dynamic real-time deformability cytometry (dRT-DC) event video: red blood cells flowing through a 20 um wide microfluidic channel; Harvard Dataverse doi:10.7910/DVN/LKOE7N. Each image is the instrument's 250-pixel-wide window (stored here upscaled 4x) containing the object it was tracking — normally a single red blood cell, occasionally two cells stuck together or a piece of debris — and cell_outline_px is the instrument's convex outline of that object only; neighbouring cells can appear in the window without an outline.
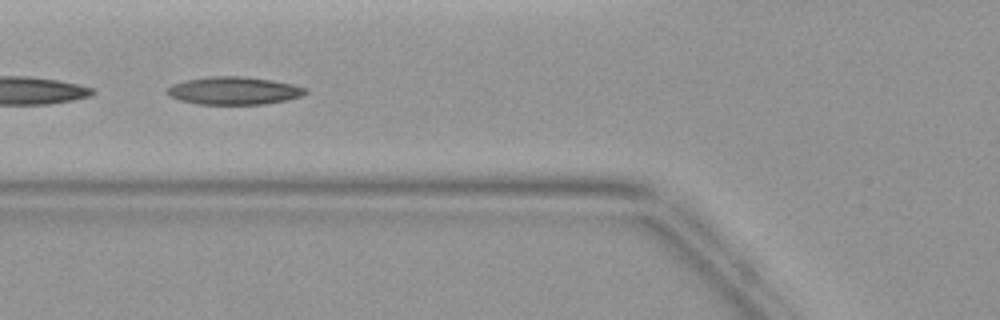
{"species": "common noctule bat (a hibernating species)", "species_latin": "Nyctalus noctula", "temperature_condition": "warm", "stored_images_in_passage": 5, "camera_frame_rate_fps": 3000, "um_per_image_px": 0.085, "animal": {"sex": "female", "body_mass_g": 19.9}, "frame": {"image": 1, "passage_image": 5, "time_ms": 4.667, "image_size_px": [1000, 320], "cell_outline_px": [[308, 92], [300, 96], [288, 100], [264, 104], [196, 104], [180, 100], [164, 92], [164, 88], [172, 84], [184, 80], [208, 76], [244, 76], [272, 80], [292, 84], [308, 88]], "centroid_in_image_um": [19.86, 7.7], "position_along_channel_um": 105.9, "area_um2": 22.66}}